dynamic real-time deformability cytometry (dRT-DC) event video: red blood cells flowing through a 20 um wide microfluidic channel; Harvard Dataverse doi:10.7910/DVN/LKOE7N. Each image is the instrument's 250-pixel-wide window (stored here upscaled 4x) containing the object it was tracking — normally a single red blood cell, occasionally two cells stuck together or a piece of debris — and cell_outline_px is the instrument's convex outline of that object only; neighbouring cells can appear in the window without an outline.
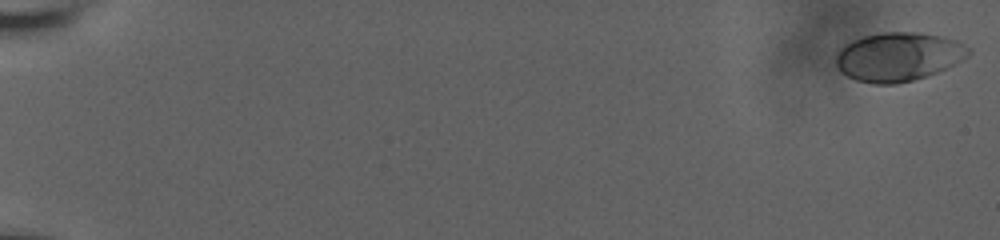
{"species": "human", "species_latin": "Homo sapiens", "temperature_condition": "room temperature", "stored_images_in_passage": 91, "camera_frame_rate_fps": 3000, "um_per_image_px": 0.085, "donor": {"sex": "male"}, "frame": {"image": 1, "passage_image": 1, "time_ms": 0.0, "image_size_px": [1000, 240], "cell_outline_px": [[972, 52], [968, 56], [928, 76], [896, 84], [872, 84], [856, 80], [840, 72], [836, 64], [836, 56], [840, 48], [844, 44], [852, 40], [864, 36], [884, 32], [920, 32], [944, 36], [956, 40], [972, 48]], "centroid_in_image_um": [76.36, 4.81], "position_along_channel_um": 8.6, "area_um2": 37.86}}
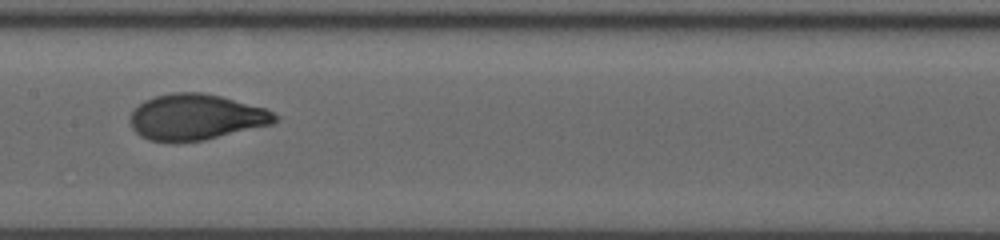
{"frame": {"image": 2, "passage_image": 42, "time_ms": 11.0, "image_size_px": [1000, 240], "cell_outline_px": [[280, 116], [272, 124], [204, 140], [148, 140], [140, 136], [132, 128], [128, 120], [132, 108], [144, 100], [156, 96], [172, 92], [200, 92], [220, 96], [264, 108]], "centroid_in_image_um": [16.61, 9.93], "position_along_channel_um": 190.8, "area_um2": 38.38}}
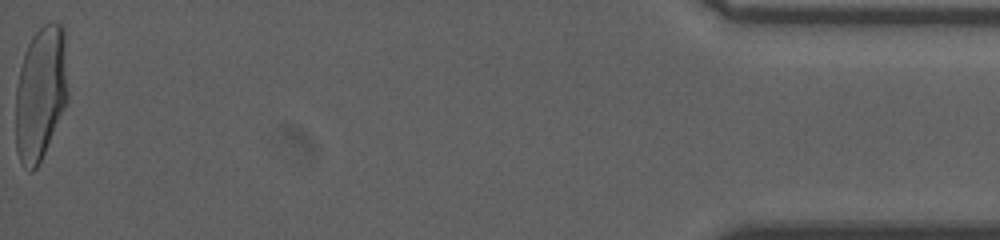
{"frame": {"image": 3, "passage_image": 90, "time_ms": 20.0, "image_size_px": [1000, 240], "cell_outline_px": [[68, 100], [44, 152], [36, 168], [32, 172], [28, 172], [20, 160], [16, 152], [16, 88], [20, 68], [28, 44], [32, 36], [44, 24], [52, 20], [60, 24], [64, 28], [68, 92]], "centroid_in_image_um": [3.46, 7.9], "position_along_channel_um": 431.7, "area_um2": 40.81}, "authors_computed_cell_mechanics": {"area_um2": 38.0902, "velocity_mm_per_s": 3.6495, "shape_relaxation_time_tau1_ms": 6.2274, "shape_relaxation_time_tau2_ms": null, "deformation_change_tau1": 0.2274, "deformation_change_tau2": null}}